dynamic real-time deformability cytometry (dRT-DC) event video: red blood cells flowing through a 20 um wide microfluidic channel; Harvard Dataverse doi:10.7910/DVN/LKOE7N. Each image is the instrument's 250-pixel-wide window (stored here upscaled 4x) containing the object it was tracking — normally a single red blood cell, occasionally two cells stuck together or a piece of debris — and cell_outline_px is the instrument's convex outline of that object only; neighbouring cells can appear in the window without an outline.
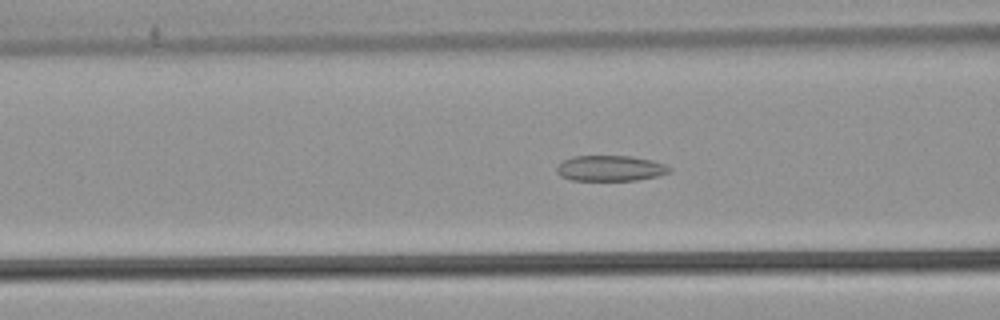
{"species": "common noctule bat (a hibernating species)", "species_latin": "Nyctalus noctula", "temperature_condition": "warm", "stored_images_in_passage": 54, "camera_frame_rate_fps": 3000, "um_per_image_px": 0.085, "animal": {"sex": "male", "body_mass_g": 21.5, "forearm_length_mm": 52.0}, "frame": {"image": 1, "passage_image": 22, "time_ms": 7.0, "image_size_px": [1000, 320], "cell_outline_px": [[672, 172], [656, 176], [636, 180], [572, 180], [560, 176], [556, 172], [556, 164], [572, 156], [632, 156], [652, 160], [664, 164], [672, 168]], "centroid_in_image_um": [51.86, 14.3], "position_along_channel_um": 114.7, "area_um2": 16.94}}
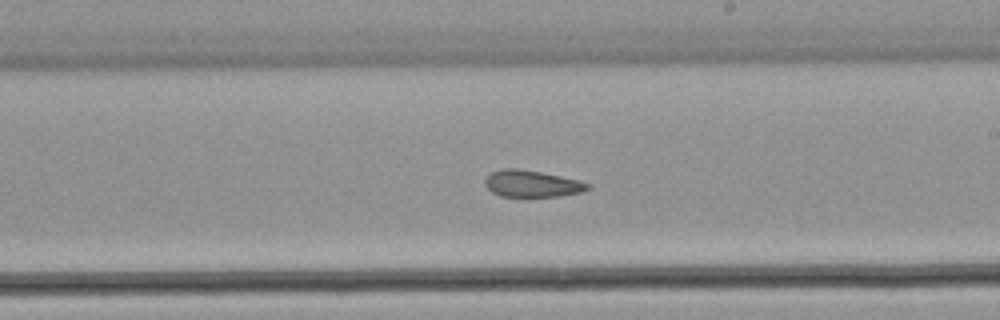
{"frame": {"image": 2, "passage_image": 32, "time_ms": 10.333, "image_size_px": [1000, 320], "cell_outline_px": [[592, 188], [580, 192], [560, 196], [500, 196], [492, 192], [484, 184], [484, 180], [492, 172], [504, 168], [516, 168], [540, 172], [580, 180], [592, 184]], "centroid_in_image_um": [45.24, 15.61], "position_along_channel_um": 243.8, "area_um2": 15.95}}
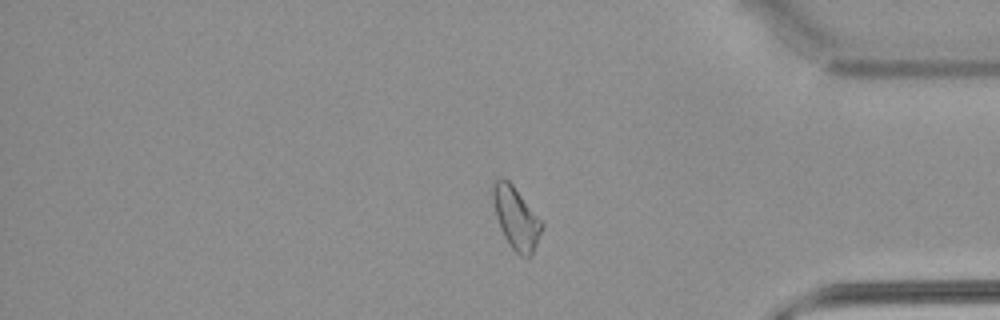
{"frame": {"image": 3, "passage_image": 45, "time_ms": 14.667, "image_size_px": [1000, 320], "cell_outline_px": [[544, 224], [536, 244], [532, 252], [528, 256], [520, 256], [508, 244], [500, 228], [496, 216], [492, 196], [492, 188], [496, 180], [500, 176], [504, 176], [512, 184]], "centroid_in_image_um": [43.84, 18.5], "position_along_channel_um": 391.4, "area_um2": 17.4}, "authors_computed_cell_mechanics": {"area_um2": 18.496, "velocity_mm_per_s": 3.8835, "shape_relaxation_time_tau1_ms": null, "shape_relaxation_time_tau2_ms": 3.0437, "deformation_change_tau1": null, "deformation_change_tau2": 0.0995}}